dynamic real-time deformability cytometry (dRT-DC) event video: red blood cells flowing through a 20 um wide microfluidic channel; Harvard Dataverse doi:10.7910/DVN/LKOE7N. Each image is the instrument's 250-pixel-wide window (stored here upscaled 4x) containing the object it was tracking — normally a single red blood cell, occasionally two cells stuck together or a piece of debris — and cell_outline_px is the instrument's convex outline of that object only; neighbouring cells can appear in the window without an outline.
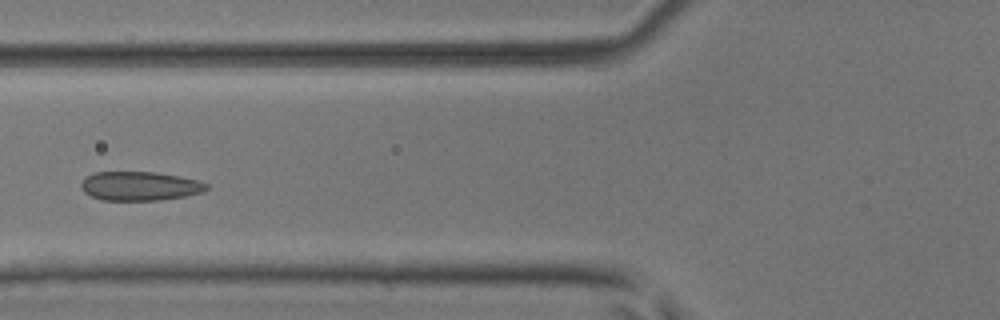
{"species": "common noctule bat (a hibernating species)", "species_latin": "Nyctalus noctula", "temperature_condition": "room temperature", "stored_images_in_passage": 6, "camera_frame_rate_fps": 3000, "um_per_image_px": 0.085, "animal": {"sex": "male", "body_mass_g": 17.9, "forearm_length_mm": 54.2}, "frame": {"image": 1, "passage_image": 5, "time_ms": 1.333, "image_size_px": [1000, 320], "cell_outline_px": [[208, 188], [204, 192], [184, 196], [160, 200], [104, 200], [92, 196], [84, 192], [80, 188], [80, 184], [84, 176], [96, 172], [156, 172], [180, 176], [196, 180], [208, 184]], "centroid_in_image_um": [11.86, 15.81], "position_along_channel_um": 113.9, "area_um2": 21.27}}
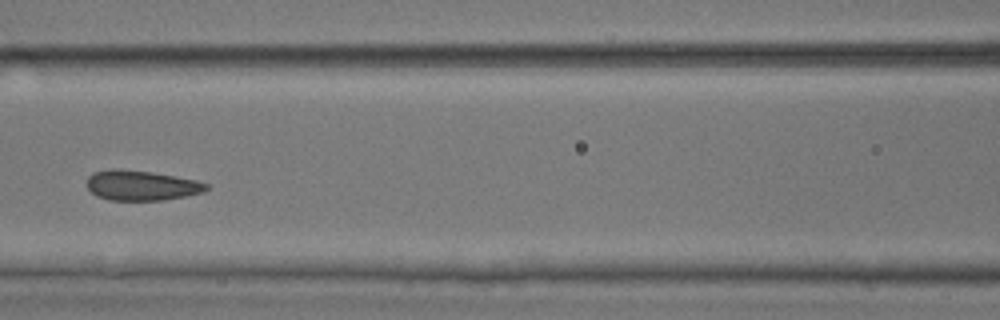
{"frame": {"image": 2, "passage_image": 6, "time_ms": 1.667, "image_size_px": [1000, 320], "cell_outline_px": [[208, 188], [204, 192], [164, 200], [108, 200], [96, 196], [88, 188], [88, 176], [92, 172], [112, 168], [152, 172], [176, 176], [196, 180], [208, 184]], "centroid_in_image_um": [12.0, 15.76], "position_along_channel_um": 154.6, "area_um2": 20.92}}